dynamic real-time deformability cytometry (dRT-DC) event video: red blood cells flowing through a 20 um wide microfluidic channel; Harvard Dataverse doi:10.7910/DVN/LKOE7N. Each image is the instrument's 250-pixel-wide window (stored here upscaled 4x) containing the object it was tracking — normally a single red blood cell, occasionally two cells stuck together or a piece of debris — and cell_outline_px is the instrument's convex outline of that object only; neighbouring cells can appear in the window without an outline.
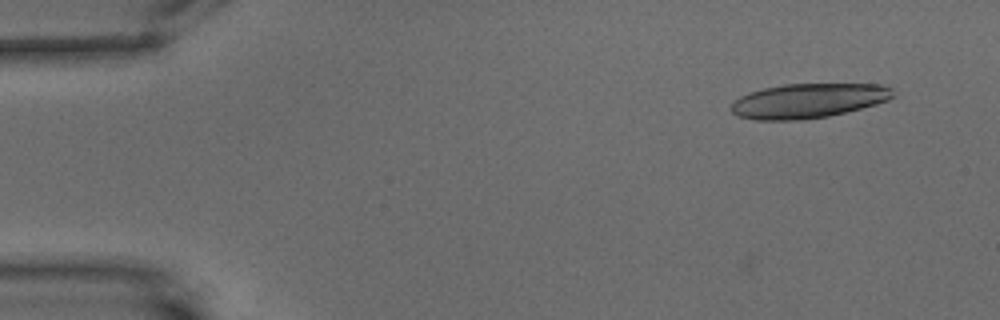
{"species": "common noctule bat (a hibernating species)", "species_latin": "Nyctalus noctula", "temperature_condition": "warm", "stored_images_in_passage": 6, "camera_frame_rate_fps": 3000, "um_per_image_px": 0.085, "animal": {"sex": "male", "body_mass_g": 15.6}, "frame": {"image": 1, "passage_image": 4, "time_ms": 1.0, "image_size_px": [1000, 320], "cell_outline_px": [[892, 96], [888, 100], [876, 104], [828, 116], [804, 120], [756, 120], [736, 116], [728, 108], [740, 96], [748, 92], [764, 88], [784, 84], [880, 84], [892, 88]], "centroid_in_image_um": [68.64, 8.57], "position_along_channel_um": 16.4, "area_um2": 32.6}}